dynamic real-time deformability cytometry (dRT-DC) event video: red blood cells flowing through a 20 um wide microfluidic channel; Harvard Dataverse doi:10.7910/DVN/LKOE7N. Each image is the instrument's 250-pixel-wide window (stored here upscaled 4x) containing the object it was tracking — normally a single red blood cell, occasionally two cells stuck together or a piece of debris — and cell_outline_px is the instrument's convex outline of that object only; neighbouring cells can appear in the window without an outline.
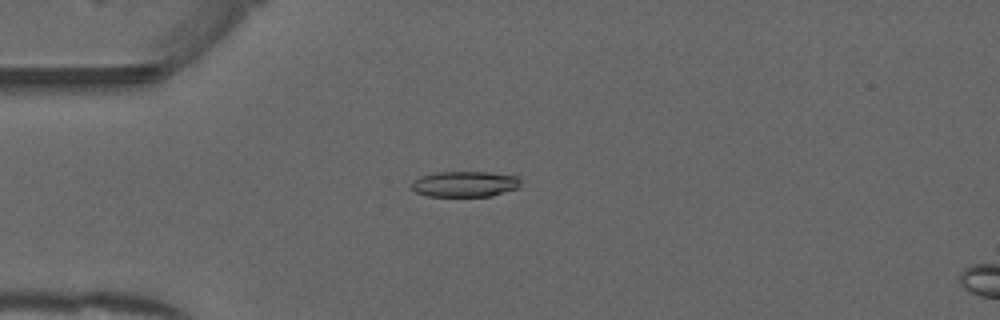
{"species": "common noctule bat (a hibernating species)", "species_latin": "Nyctalus noctula", "temperature_condition": "warm", "stored_images_in_passage": 52, "camera_frame_rate_fps": 3000, "um_per_image_px": 0.085, "animal": {"sex": "male", "forearm_length_mm": 52.5}, "frame": {"image": 1, "passage_image": 14, "time_ms": 4.333, "image_size_px": [1000, 320], "cell_outline_px": [[520, 188], [492, 196], [428, 196], [416, 192], [408, 184], [412, 180], [420, 176], [436, 172], [488, 172], [516, 176], [520, 180]], "centroid_in_image_um": [39.49, 15.64], "position_along_channel_um": 45.5, "area_um2": 16.53}}
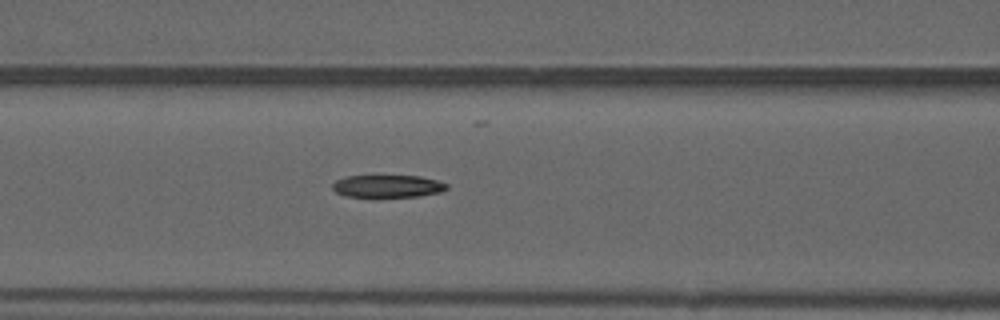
{"frame": {"image": 2, "passage_image": 22, "time_ms": 7.0, "image_size_px": [1000, 320], "cell_outline_px": [[448, 188], [440, 192], [420, 196], [344, 196], [336, 192], [332, 188], [332, 184], [336, 180], [344, 176], [420, 176], [436, 180], [448, 184]], "centroid_in_image_um": [32.94, 15.81], "position_along_channel_um": 133.7, "area_um2": 14.8}}
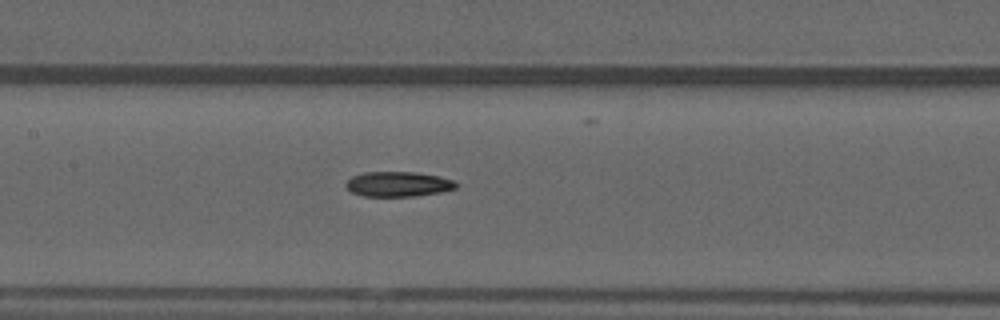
{"frame": {"image": 3, "passage_image": 25, "time_ms": 8.0, "image_size_px": [1000, 320], "cell_outline_px": [[456, 188], [440, 192], [412, 196], [364, 196], [352, 192], [344, 184], [352, 176], [364, 172], [416, 172], [440, 176], [452, 180], [456, 184]], "centroid_in_image_um": [33.82, 15.64], "position_along_channel_um": 173.6, "area_um2": 15.9}}